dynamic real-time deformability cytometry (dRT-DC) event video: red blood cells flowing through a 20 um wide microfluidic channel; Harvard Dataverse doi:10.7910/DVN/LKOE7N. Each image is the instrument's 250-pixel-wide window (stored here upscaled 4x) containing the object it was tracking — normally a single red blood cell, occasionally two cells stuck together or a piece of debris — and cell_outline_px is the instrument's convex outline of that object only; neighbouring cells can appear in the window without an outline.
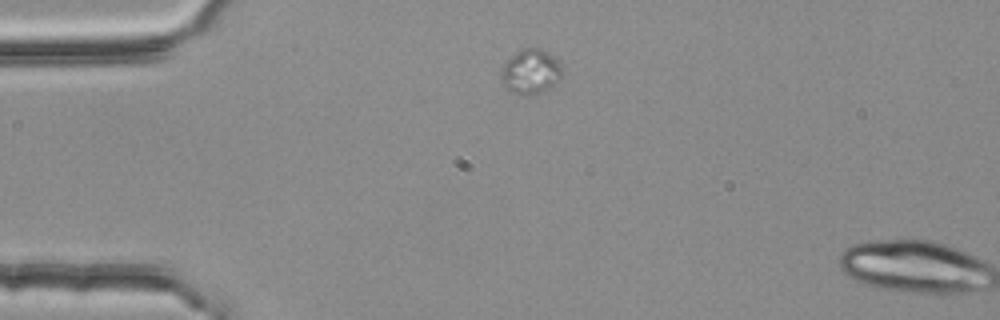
{"species": "common noctule bat (a hibernating species)", "species_latin": "Nyctalus noctula", "temperature_condition": "room temperature", "stored_images_in_passage": 2, "segment_of_instrument_passage": [1, 2], "camera_frame_rate_fps": 3000, "um_per_image_px": 0.085, "animal": {"sex": "female", "body_mass_g": 25.1}, "frame": {"image": 1, "passage_image": 1, "time_ms": 0.0, "image_size_px": [1000, 320], "cell_outline_px": [[560, 80], [552, 88], [544, 92], [524, 96], [520, 96], [512, 92], [500, 84], [500, 68], [516, 52], [524, 48], [540, 48], [548, 52], [560, 60]], "centroid_in_image_um": [45.09, 6.12], "position_along_channel_um": 39.9, "area_um2": 16.36}}